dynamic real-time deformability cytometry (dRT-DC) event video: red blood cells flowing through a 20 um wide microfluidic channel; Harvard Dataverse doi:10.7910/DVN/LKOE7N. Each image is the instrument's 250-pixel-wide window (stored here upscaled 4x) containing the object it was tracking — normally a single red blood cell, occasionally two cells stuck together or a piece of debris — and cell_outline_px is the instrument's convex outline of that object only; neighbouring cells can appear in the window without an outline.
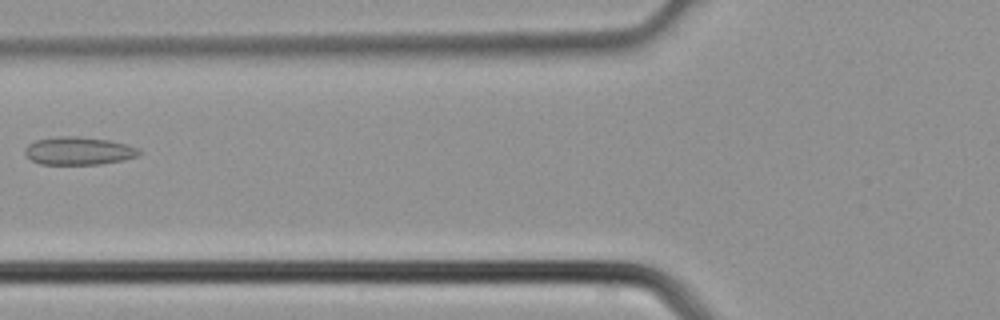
{"species": "common noctule bat (a hibernating species)", "species_latin": "Nyctalus noctula", "temperature_condition": "cold", "stored_images_in_passage": 4, "camera_frame_rate_fps": 3000, "um_per_image_px": 0.085, "animal": {"sex": "male", "body_mass_g": 21.5, "forearm_length_mm": 52.0}, "frame": {"image": 1, "passage_image": 4, "time_ms": 1.0, "image_size_px": [1000, 320], "cell_outline_px": [[140, 152], [136, 156], [124, 160], [100, 164], [40, 164], [32, 160], [24, 152], [24, 148], [28, 144], [36, 140], [56, 136], [80, 136], [108, 140], [124, 144], [136, 148]], "centroid_in_image_um": [6.63, 12.82], "position_along_channel_um": 119.2, "area_um2": 18.44}}